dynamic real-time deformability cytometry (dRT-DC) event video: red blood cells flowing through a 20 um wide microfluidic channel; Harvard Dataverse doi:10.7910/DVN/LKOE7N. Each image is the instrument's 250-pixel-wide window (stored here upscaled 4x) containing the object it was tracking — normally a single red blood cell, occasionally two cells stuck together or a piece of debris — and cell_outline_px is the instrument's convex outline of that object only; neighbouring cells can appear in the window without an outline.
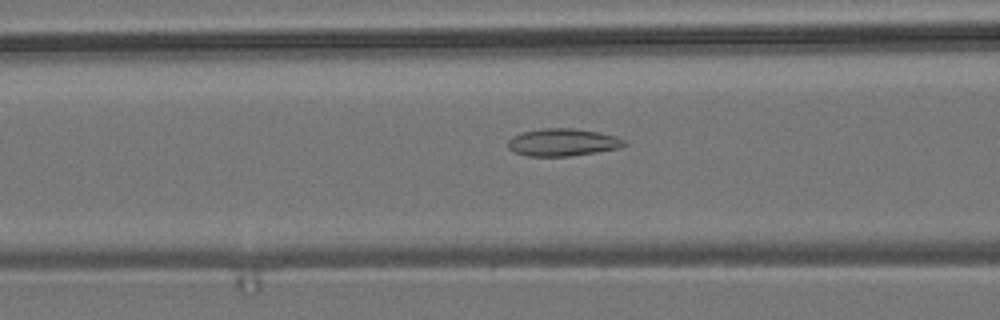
{"species": "common noctule bat (a hibernating species)", "species_latin": "Nyctalus noctula", "temperature_condition": "room temperature", "stored_images_in_passage": 21, "camera_frame_rate_fps": 3000, "um_per_image_px": 0.085, "animal": {"sex": "male", "body_mass_g": 19.2, "forearm_length_mm": 51.8}, "frame": {"image": 1, "passage_image": 10, "time_ms": 3.0, "image_size_px": [1000, 320], "cell_outline_px": [[628, 144], [620, 148], [596, 152], [568, 156], [528, 156], [512, 152], [508, 148], [508, 140], [512, 136], [524, 132], [544, 128], [576, 128], [600, 132], [616, 136], [628, 140]], "centroid_in_image_um": [47.87, 12.09], "position_along_channel_um": 118.7, "area_um2": 18.84}}
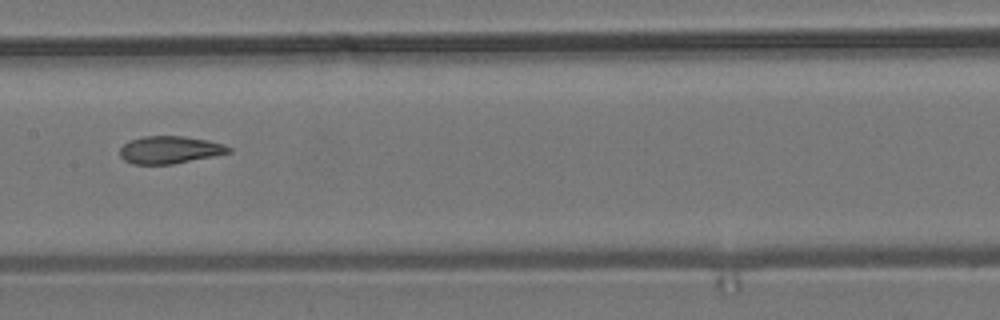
{"frame": {"image": 2, "passage_image": 16, "time_ms": 5.0, "image_size_px": [1000, 320], "cell_outline_px": [[232, 152], [172, 164], [132, 164], [124, 160], [120, 156], [120, 148], [128, 140], [144, 136], [184, 136], [208, 140], [224, 144], [232, 148]], "centroid_in_image_um": [14.42, 12.73], "position_along_channel_um": 193.0, "area_um2": 17.46}}
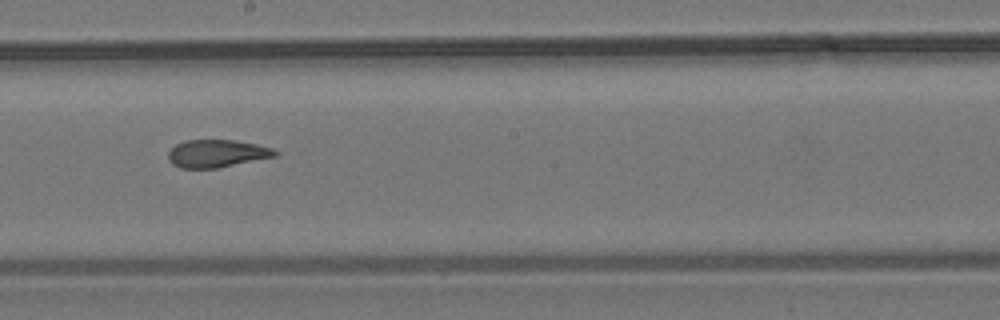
{"frame": {"image": 3, "passage_image": 19, "time_ms": 6.0, "image_size_px": [1000, 320], "cell_outline_px": [[280, 152], [276, 156], [216, 168], [180, 168], [172, 164], [168, 160], [168, 152], [176, 144], [184, 140], [232, 140], [256, 144], [272, 148]], "centroid_in_image_um": [18.41, 13.04], "position_along_channel_um": 229.8, "area_um2": 17.17}}